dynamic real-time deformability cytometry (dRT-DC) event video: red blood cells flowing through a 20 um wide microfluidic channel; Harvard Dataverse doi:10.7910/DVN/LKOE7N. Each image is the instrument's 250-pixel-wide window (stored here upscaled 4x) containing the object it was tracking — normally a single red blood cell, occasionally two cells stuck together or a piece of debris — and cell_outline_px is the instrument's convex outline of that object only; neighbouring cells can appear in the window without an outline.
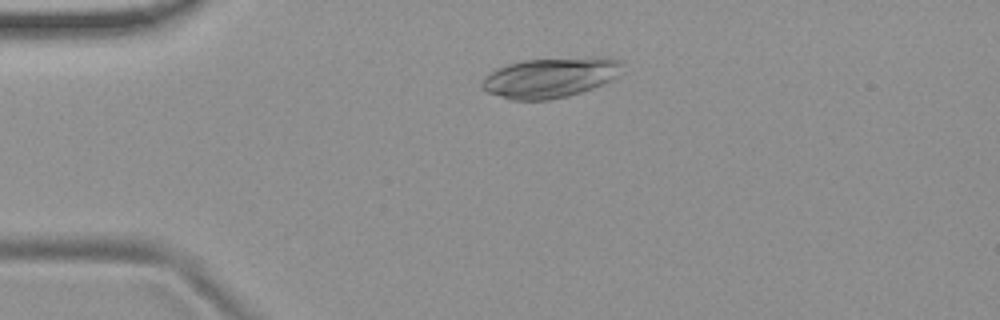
{"species": "common noctule bat (a hibernating species)", "species_latin": "Nyctalus noctula", "temperature_condition": "room temperature", "stored_images_in_passage": 52, "camera_frame_rate_fps": 3000, "um_per_image_px": 0.085, "animal": {"sex": "female", "body_mass_g": 19.9}, "frame": {"image": 1, "passage_image": 10, "time_ms": 3.0, "image_size_px": [1000, 320], "cell_outline_px": [[624, 60], [616, 76], [592, 88], [568, 96], [548, 100], [512, 100], [488, 92], [480, 88], [480, 84], [484, 76], [488, 72], [496, 68], [508, 64], [524, 60], [596, 56], [608, 56]], "centroid_in_image_um": [46.74, 6.57], "position_along_channel_um": 38.3, "area_um2": 33.0}}
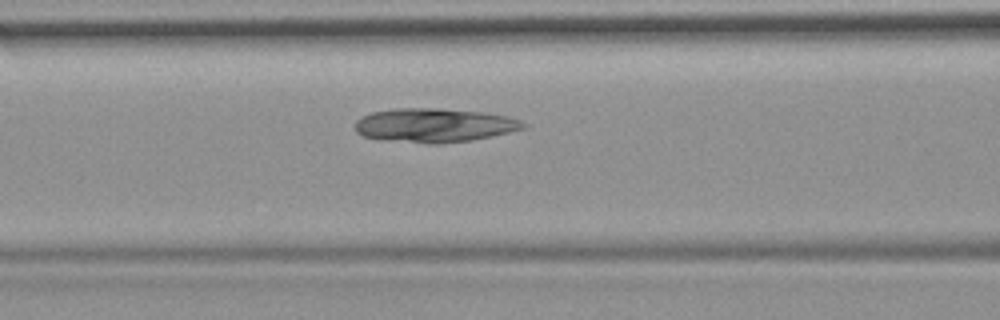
{"frame": {"image": 2, "passage_image": 20, "time_ms": 6.333, "image_size_px": [1000, 320], "cell_outline_px": [[528, 124], [524, 128], [508, 132], [472, 140], [436, 144], [428, 144], [376, 140], [360, 136], [356, 132], [356, 120], [372, 112], [392, 108], [436, 108], [484, 112], [508, 116], [520, 120]], "centroid_in_image_um": [36.86, 10.66], "position_along_channel_um": 129.7, "area_um2": 33.64}}
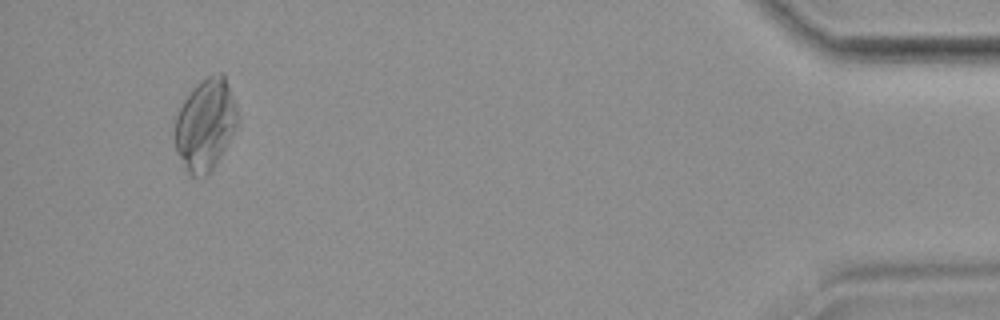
{"frame": {"image": 3, "passage_image": 49, "time_ms": 16.0, "image_size_px": [1000, 320], "cell_outline_px": [[240, 120], [236, 128], [216, 164], [208, 176], [188, 176], [176, 152], [176, 116], [180, 104], [192, 88], [200, 80], [208, 76], [220, 72], [224, 72]], "centroid_in_image_um": [17.46, 10.59], "position_along_channel_um": 417.7, "area_um2": 33.7}}